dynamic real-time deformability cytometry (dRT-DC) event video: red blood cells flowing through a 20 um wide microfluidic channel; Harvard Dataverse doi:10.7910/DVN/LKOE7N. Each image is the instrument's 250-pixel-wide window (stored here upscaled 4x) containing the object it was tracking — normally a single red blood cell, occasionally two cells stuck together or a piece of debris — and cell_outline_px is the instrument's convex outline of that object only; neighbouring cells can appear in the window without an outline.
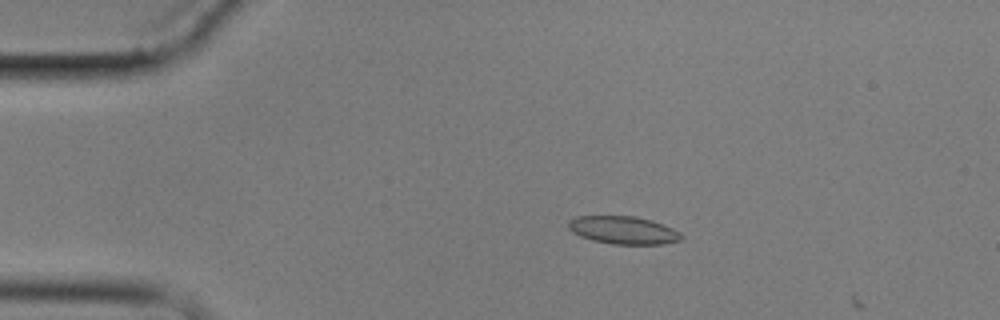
{"species": "common noctule bat (a hibernating species)", "species_latin": "Nyctalus noctula", "temperature_condition": "cold", "stored_images_in_passage": 5, "camera_frame_rate_fps": 3000, "um_per_image_px": 0.085, "animal": {"sex": "male", "body_mass_g": 17.9}, "frame": {"image": 1, "passage_image": 4, "time_ms": 3.333, "image_size_px": [1000, 320], "cell_outline_px": [[684, 240], [664, 244], [612, 244], [592, 240], [580, 236], [572, 232], [568, 228], [568, 220], [576, 216], [632, 216], [652, 220], [672, 228], [680, 232], [684, 236]], "centroid_in_image_um": [53.0, 19.57], "position_along_channel_um": 32.0, "area_um2": 18.5}}